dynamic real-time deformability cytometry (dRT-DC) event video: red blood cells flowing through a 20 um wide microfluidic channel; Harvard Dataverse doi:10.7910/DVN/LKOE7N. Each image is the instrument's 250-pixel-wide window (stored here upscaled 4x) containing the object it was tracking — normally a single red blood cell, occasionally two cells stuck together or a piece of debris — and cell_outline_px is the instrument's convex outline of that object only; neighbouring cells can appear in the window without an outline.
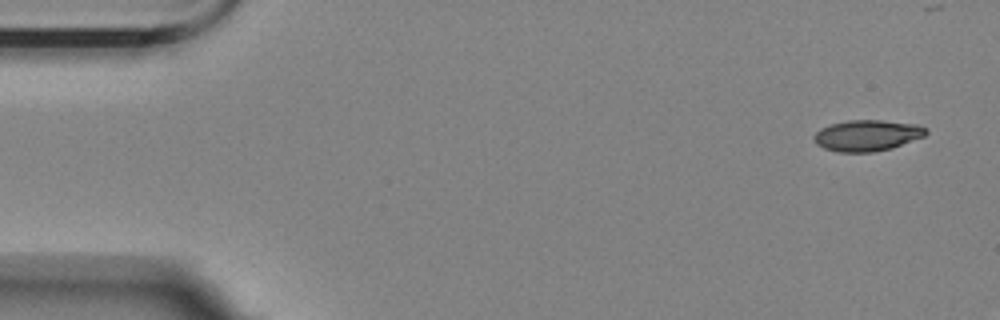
{"species": "Egyptian fruit bat (a non-hibernating species)", "species_latin": "Rousettus aegyptiacus", "temperature_condition": "room temperature", "stored_images_in_passage": 5, "camera_frame_rate_fps": 3000, "um_per_image_px": 0.085, "animal": {"sex": "female"}, "frame": {"image": 1, "passage_image": 1, "time_ms": 0.0, "image_size_px": [1000, 320], "cell_outline_px": [[928, 132], [924, 136], [892, 148], [872, 152], [836, 152], [824, 148], [816, 144], [812, 136], [820, 128], [832, 124], [848, 120], [880, 120], [916, 124], [928, 128]], "centroid_in_image_um": [73.69, 11.51], "position_along_channel_um": 11.3, "area_um2": 20.35}}
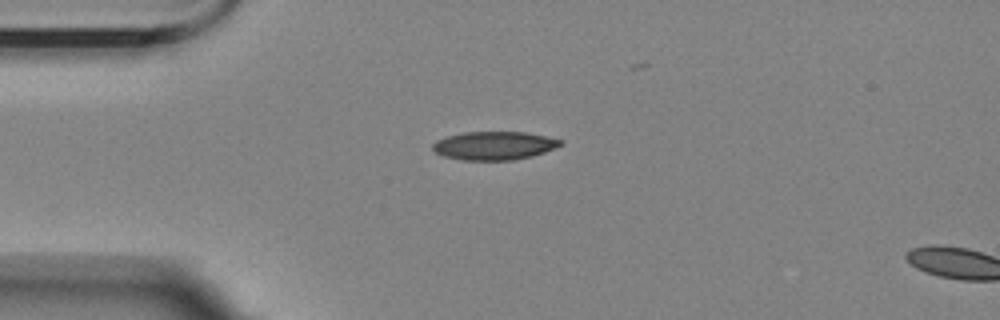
{"frame": {"image": 2, "passage_image": 4, "time_ms": 3.667, "image_size_px": [1000, 320], "cell_outline_px": [[564, 144], [544, 152], [532, 156], [512, 160], [464, 160], [444, 156], [436, 152], [432, 148], [432, 144], [436, 140], [448, 136], [464, 132], [524, 132], [564, 140]], "centroid_in_image_um": [42.01, 12.38], "position_along_channel_um": 43.0, "area_um2": 21.04}}